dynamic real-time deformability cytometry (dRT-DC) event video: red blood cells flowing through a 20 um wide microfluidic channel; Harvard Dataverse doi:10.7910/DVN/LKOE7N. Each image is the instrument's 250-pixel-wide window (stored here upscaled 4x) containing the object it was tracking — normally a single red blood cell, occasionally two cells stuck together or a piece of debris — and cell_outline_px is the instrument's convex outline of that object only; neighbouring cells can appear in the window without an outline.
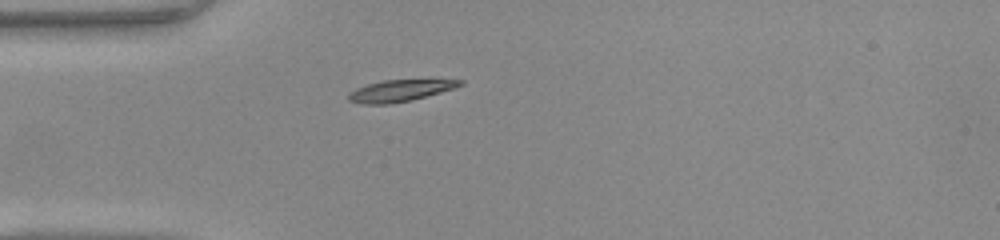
{"species": "common noctule bat (a hibernating species)", "species_latin": "Nyctalus noctula", "temperature_condition": "warm", "stored_images_in_passage": 36, "camera_frame_rate_fps": 3000, "um_per_image_px": 0.085, "animal": {"sex": "female", "body_mass_g": 22.0, "forearm_length_mm": 56.7}, "frame": {"image": 1, "passage_image": 1, "time_ms": 0.0, "image_size_px": [1000, 240], "cell_outline_px": [[464, 84], [456, 88], [412, 100], [392, 104], [364, 104], [348, 100], [348, 96], [356, 88], [368, 84], [384, 80], [464, 80]], "centroid_in_image_um": [34.03, 7.71], "position_along_channel_um": 51.0, "area_um2": 13.93}}
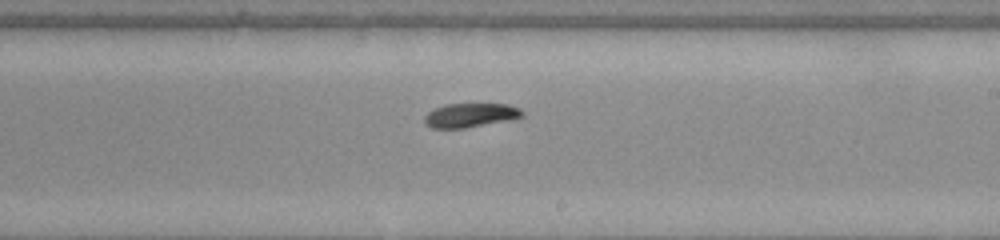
{"frame": {"image": 2, "passage_image": 16, "time_ms": 5.0, "image_size_px": [1000, 240], "cell_outline_px": [[524, 116], [508, 120], [464, 128], [432, 128], [424, 120], [424, 116], [428, 112], [436, 108], [448, 104], [508, 104], [520, 108], [524, 112]], "centroid_in_image_um": [40.01, 9.79], "position_along_channel_um": 249.0, "area_um2": 13.53}}
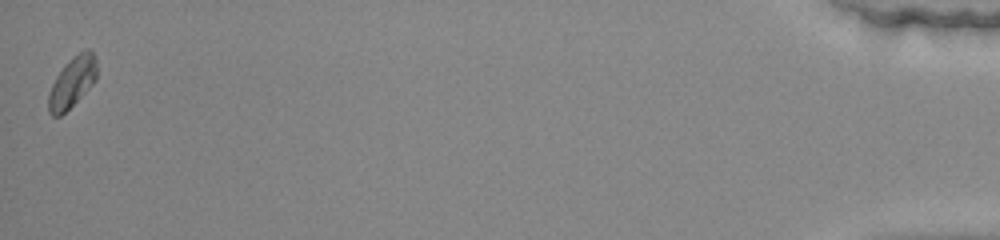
{"frame": {"image": 3, "passage_image": 36, "time_ms": 11.667, "image_size_px": [1000, 240], "cell_outline_px": [[96, 80], [60, 116], [52, 116], [48, 112], [48, 96], [52, 84], [56, 76], [64, 64], [68, 60], [84, 48], [88, 48], [96, 56]], "centroid_in_image_um": [6.13, 6.94], "position_along_channel_um": 429.1, "area_um2": 14.1}, "authors_computed_cell_mechanics": {"area_um2": 13.9298, "velocity_mm_per_s": 4.1687, "shape_relaxation_time_tau1_ms": 3.9031, "shape_relaxation_time_tau2_ms": null, "deformation_change_tau1": 0.1435, "deformation_change_tau2": null}}